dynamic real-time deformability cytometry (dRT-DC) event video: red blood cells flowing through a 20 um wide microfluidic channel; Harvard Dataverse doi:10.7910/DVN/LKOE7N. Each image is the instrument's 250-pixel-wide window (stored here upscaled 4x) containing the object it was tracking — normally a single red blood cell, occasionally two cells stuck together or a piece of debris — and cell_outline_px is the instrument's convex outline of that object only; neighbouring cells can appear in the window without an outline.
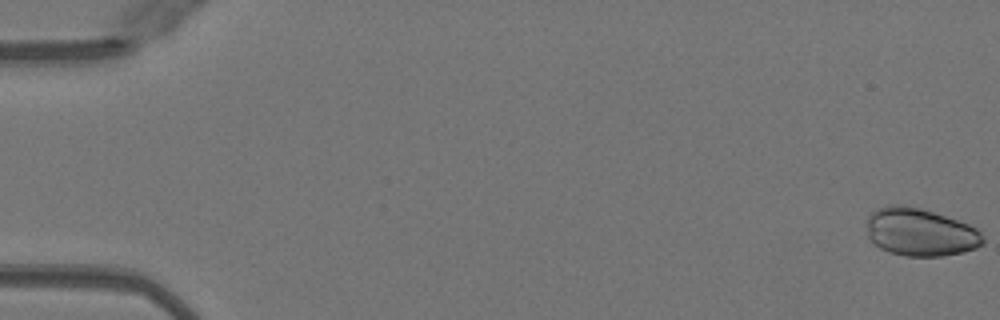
{"species": "Egyptian fruit bat (a non-hibernating species)", "species_latin": "Rousettus aegyptiacus", "temperature_condition": "warm", "stored_images_in_passage": 51, "camera_frame_rate_fps": 3000, "um_per_image_px": 0.085, "animal": {"sex": "female"}, "frame": {"image": 1, "passage_image": 1, "time_ms": 0.0, "image_size_px": [1000, 320], "cell_outline_px": [[984, 244], [976, 248], [964, 252], [944, 256], [904, 256], [888, 252], [880, 248], [868, 240], [868, 216], [876, 208], [896, 204], [904, 204], [920, 208], [968, 224], [976, 228], [984, 236]], "centroid_in_image_um": [78.21, 19.75], "position_along_channel_um": 6.8, "area_um2": 32.54}}
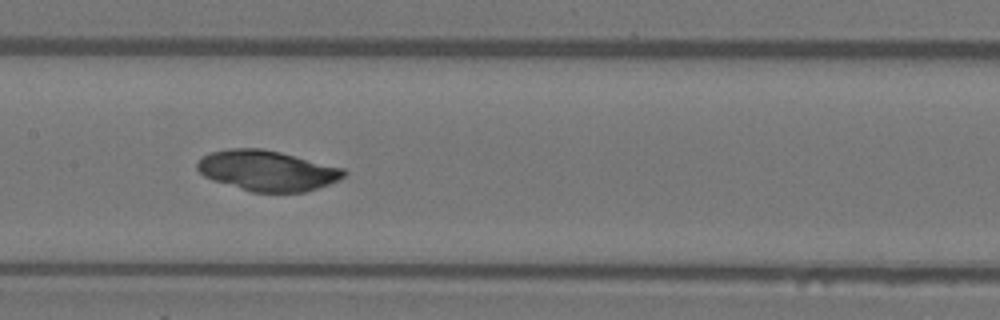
{"frame": {"image": 2, "passage_image": 26, "time_ms": 8.333, "image_size_px": [1000, 320], "cell_outline_px": [[348, 172], [340, 180], [304, 192], [252, 192], [212, 180], [204, 176], [196, 168], [196, 164], [204, 156], [212, 152], [228, 148], [260, 148], [280, 152], [344, 168]], "centroid_in_image_um": [22.72, 14.5], "position_along_channel_um": 184.7, "area_um2": 34.39}}
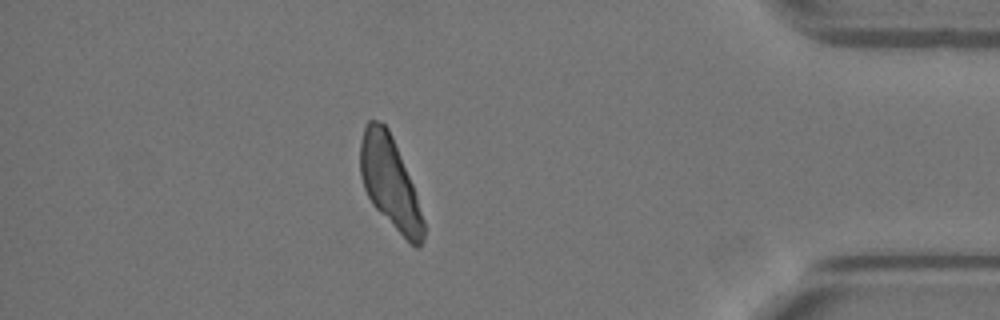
{"frame": {"image": 3, "passage_image": 45, "time_ms": 14.667, "image_size_px": [1000, 320], "cell_outline_px": [[424, 240], [420, 248], [416, 248], [372, 204], [364, 188], [360, 176], [360, 144], [364, 128], [368, 120], [376, 120], [384, 124], [388, 128], [392, 136], [412, 184], [424, 220]], "centroid_in_image_um": [33.13, 15.5], "position_along_channel_um": 402.1, "area_um2": 33.06}}